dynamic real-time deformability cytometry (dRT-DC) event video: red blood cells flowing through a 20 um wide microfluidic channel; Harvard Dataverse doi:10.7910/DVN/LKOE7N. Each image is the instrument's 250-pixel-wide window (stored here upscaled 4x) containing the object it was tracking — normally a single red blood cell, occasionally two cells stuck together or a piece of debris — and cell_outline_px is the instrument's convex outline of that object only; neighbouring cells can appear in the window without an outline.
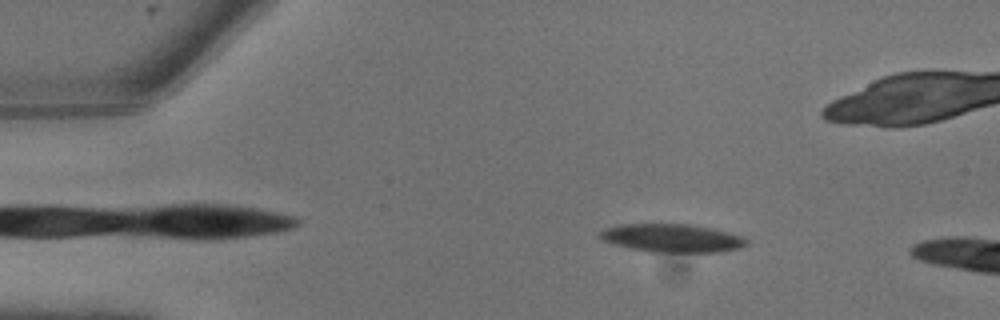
{"species": "common noctule bat (a hibernating species)", "species_latin": "Nyctalus noctula", "temperature_condition": "warm", "stored_images_in_passage": 6, "camera_frame_rate_fps": 3000, "um_per_image_px": 0.085, "animal": {"sex": "male", "body_mass_g": 13.3}, "frame": {"image": 1, "passage_image": 3, "time_ms": 0.667, "image_size_px": [1000, 320], "cell_outline_px": [[752, 240], [748, 244], [740, 248], [720, 252], [648, 252], [616, 244], [604, 240], [596, 236], [604, 228], [620, 224], [692, 224], [712, 228], [744, 236]], "centroid_in_image_um": [57.19, 20.23], "position_along_channel_um": 27.8, "area_um2": 24.39}}